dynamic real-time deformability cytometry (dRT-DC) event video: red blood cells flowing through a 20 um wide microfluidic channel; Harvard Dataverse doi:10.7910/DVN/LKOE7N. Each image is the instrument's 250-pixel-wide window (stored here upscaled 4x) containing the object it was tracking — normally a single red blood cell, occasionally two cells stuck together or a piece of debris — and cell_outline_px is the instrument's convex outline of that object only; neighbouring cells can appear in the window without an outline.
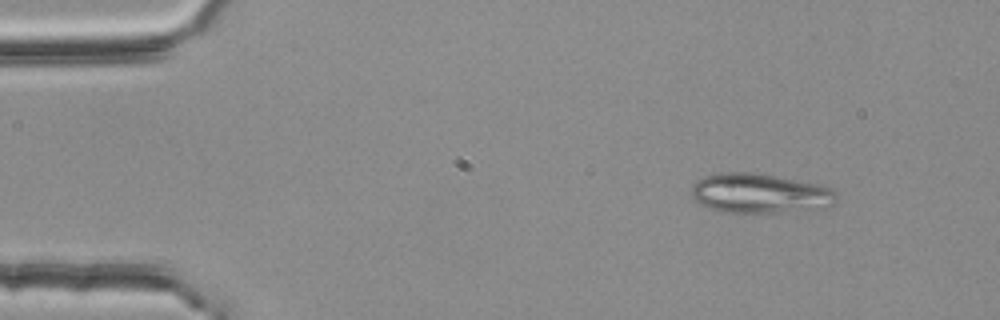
{"species": "common noctule bat (a hibernating species)", "species_latin": "Nyctalus noctula", "temperature_condition": "room temperature", "stored_images_in_passage": 3, "camera_frame_rate_fps": 3000, "um_per_image_px": 0.085, "animal": {"sex": "female", "body_mass_g": 25.1}, "frame": {"image": 1, "passage_image": 2, "time_ms": 0.333, "image_size_px": [1000, 320], "cell_outline_px": [[836, 200], [832, 204], [824, 208], [780, 212], [720, 212], [708, 208], [700, 204], [692, 196], [692, 184], [696, 180], [704, 176], [720, 172], [748, 172], [772, 176], [816, 184], [828, 188], [836, 192]], "centroid_in_image_um": [64.51, 16.44], "position_along_channel_um": 20.5, "area_um2": 33.12}}